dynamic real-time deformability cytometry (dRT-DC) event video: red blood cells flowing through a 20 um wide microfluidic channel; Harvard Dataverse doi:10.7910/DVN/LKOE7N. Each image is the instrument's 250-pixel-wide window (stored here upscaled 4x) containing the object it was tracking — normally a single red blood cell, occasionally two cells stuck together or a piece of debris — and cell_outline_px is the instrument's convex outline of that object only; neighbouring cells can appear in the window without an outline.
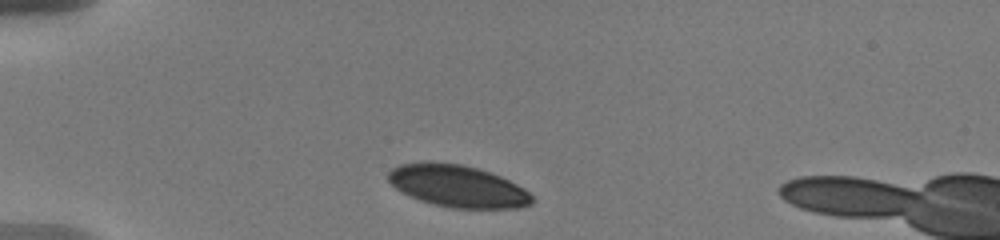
{"species": "human", "species_latin": "Homo sapiens", "temperature_condition": "warm", "stored_images_in_passage": 5, "camera_frame_rate_fps": 3000, "um_per_image_px": 0.085, "donor": {"sex": "male"}, "frame": {"image": 1, "passage_image": 1, "time_ms": 0.0, "image_size_px": [1000, 240], "cell_outline_px": [[532, 204], [520, 208], [452, 208], [432, 204], [420, 200], [396, 188], [388, 180], [388, 172], [392, 168], [400, 164], [460, 164], [476, 168], [500, 176], [524, 188], [532, 196]], "centroid_in_image_um": [38.94, 15.86], "position_along_channel_um": 46.1, "area_um2": 34.33}}
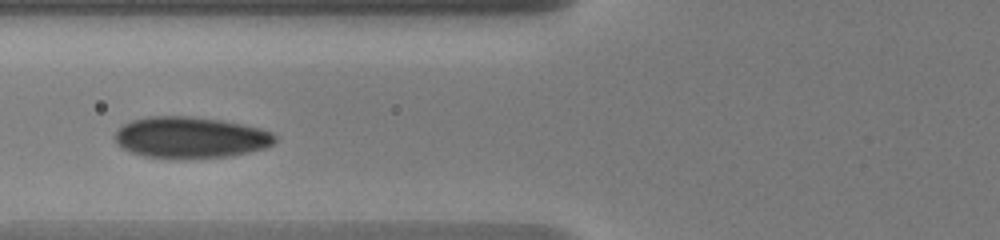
{"frame": {"image": 2, "passage_image": 4, "time_ms": 2.667, "image_size_px": [1000, 240], "cell_outline_px": [[276, 140], [272, 144], [264, 148], [232, 156], [176, 160], [144, 156], [120, 148], [116, 144], [116, 132], [124, 124], [132, 120], [148, 116], [188, 116], [220, 120], [260, 128], [272, 132], [276, 136]], "centroid_in_image_um": [16.17, 11.71], "position_along_channel_um": 109.6, "area_um2": 38.84}}